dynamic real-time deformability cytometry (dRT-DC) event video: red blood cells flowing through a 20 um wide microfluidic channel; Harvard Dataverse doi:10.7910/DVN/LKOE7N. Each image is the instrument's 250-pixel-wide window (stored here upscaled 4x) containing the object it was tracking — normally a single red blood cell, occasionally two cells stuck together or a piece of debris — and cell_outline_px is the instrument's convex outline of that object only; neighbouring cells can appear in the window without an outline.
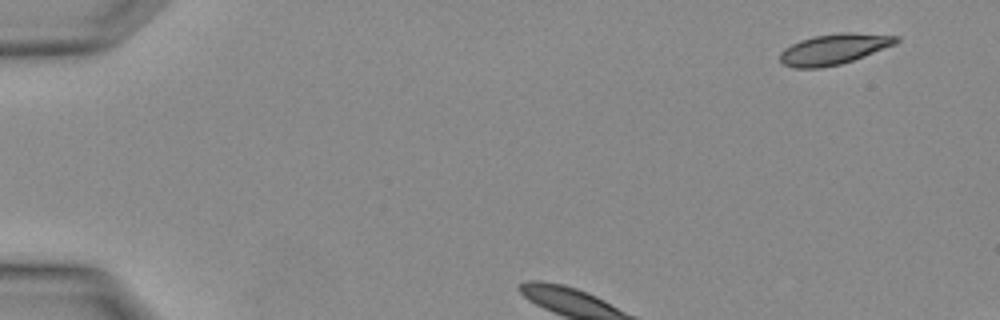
{"species": "Egyptian fruit bat (a non-hibernating species)", "species_latin": "Rousettus aegyptiacus", "temperature_condition": "warm", "stored_images_in_passage": 3, "camera_frame_rate_fps": 3000, "um_per_image_px": 0.085, "animal": {"sex": "female"}, "frame": {"image": 1, "passage_image": 1, "time_ms": 0.0, "image_size_px": [1000, 320], "cell_outline_px": [[900, 40], [896, 44], [864, 56], [840, 64], [820, 68], [792, 68], [784, 64], [780, 60], [780, 52], [784, 48], [800, 40], [812, 36], [840, 32], [852, 32], [900, 36]], "centroid_in_image_um": [70.89, 4.16], "position_along_channel_um": 14.1, "area_um2": 20.81}}
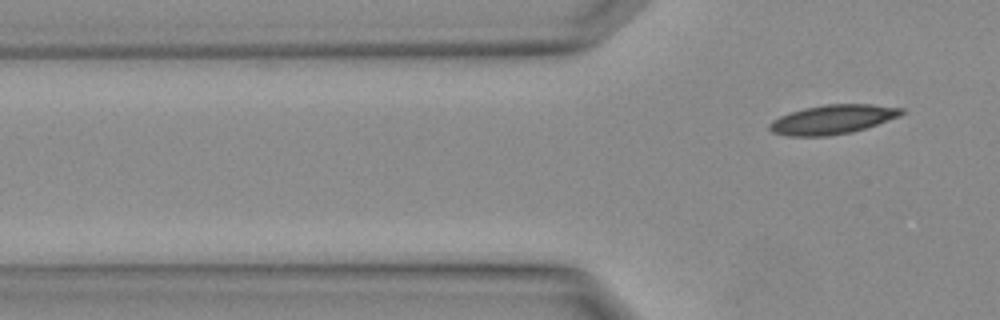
{"frame": {"image": 2, "passage_image": 3, "time_ms": 0.667, "image_size_px": [1000, 320], "cell_outline_px": [[904, 112], [900, 116], [852, 132], [828, 136], [788, 136], [772, 132], [768, 128], [768, 124], [772, 120], [780, 116], [804, 108], [824, 104], [872, 104], [904, 108]], "centroid_in_image_um": [70.75, 10.15], "position_along_channel_um": 55.0, "area_um2": 22.43}}